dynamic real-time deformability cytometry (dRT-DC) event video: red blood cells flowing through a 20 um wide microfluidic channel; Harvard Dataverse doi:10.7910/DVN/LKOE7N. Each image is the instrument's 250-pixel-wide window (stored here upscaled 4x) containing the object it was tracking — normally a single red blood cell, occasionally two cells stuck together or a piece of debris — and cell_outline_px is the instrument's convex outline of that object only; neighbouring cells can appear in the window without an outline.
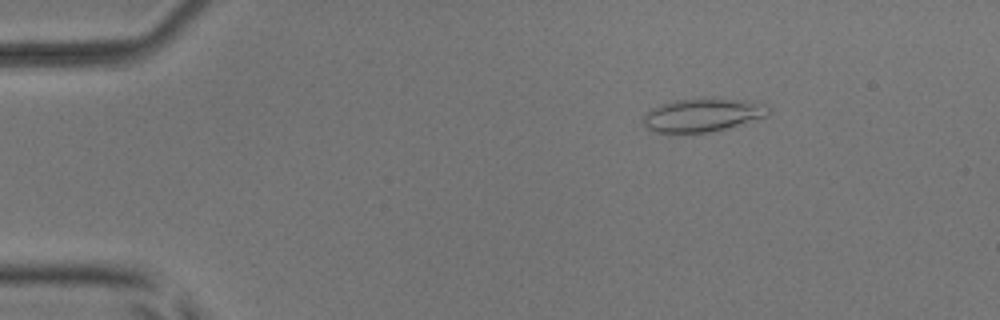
{"species": "common noctule bat (a hibernating species)", "species_latin": "Nyctalus noctula", "temperature_condition": "room temperature", "stored_images_in_passage": 4, "camera_frame_rate_fps": 3000, "um_per_image_px": 0.085, "animal": {"sex": "male", "body_mass_g": 17.9, "forearm_length_mm": 54.2}, "frame": {"image": 1, "passage_image": 2, "time_ms": 1.333, "image_size_px": [1000, 320], "cell_outline_px": [[768, 116], [724, 128], [708, 132], [684, 136], [656, 132], [648, 128], [644, 124], [644, 116], [652, 108], [660, 104], [672, 100], [704, 96], [712, 96], [744, 100], [764, 104], [768, 108]], "centroid_in_image_um": [59.66, 9.77], "position_along_channel_um": 25.3, "area_um2": 25.2}}